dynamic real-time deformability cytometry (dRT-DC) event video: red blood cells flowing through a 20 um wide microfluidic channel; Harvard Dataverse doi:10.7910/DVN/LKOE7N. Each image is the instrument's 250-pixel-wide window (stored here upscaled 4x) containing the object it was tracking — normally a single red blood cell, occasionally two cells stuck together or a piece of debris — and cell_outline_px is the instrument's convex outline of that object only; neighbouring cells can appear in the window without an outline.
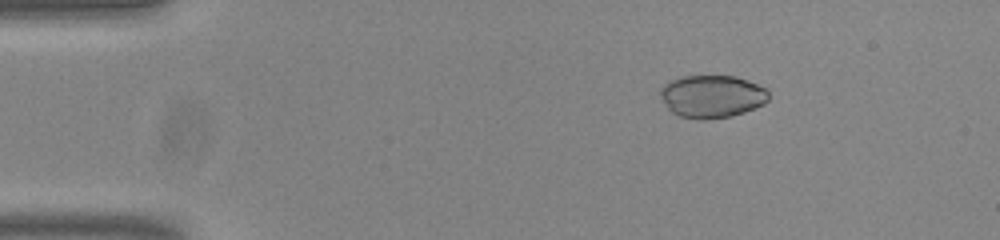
{"species": "common noctule bat (a hibernating species)", "species_latin": "Nyctalus noctula", "temperature_condition": "room temperature", "stored_images_in_passage": 47, "camera_frame_rate_fps": 3000, "um_per_image_px": 0.085, "animal": {"sex": "male", "body_mass_g": 20.0, "forearm_length_mm": 53.3}, "frame": {"image": 1, "passage_image": 2, "time_ms": 0.333, "image_size_px": [1000, 240], "cell_outline_px": [[768, 100], [764, 104], [744, 112], [732, 116], [704, 120], [700, 120], [680, 116], [672, 112], [668, 108], [660, 96], [660, 88], [664, 84], [680, 76], [736, 76], [748, 80], [764, 88], [768, 92]], "centroid_in_image_um": [60.5, 8.19], "position_along_channel_um": 24.5, "area_um2": 26.93}}
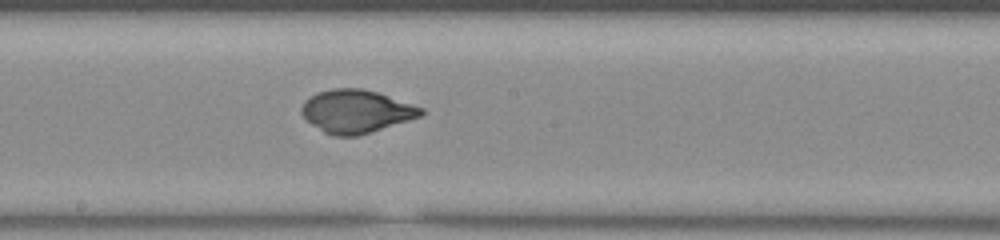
{"frame": {"image": 2, "passage_image": 23, "time_ms": 7.333, "image_size_px": [1000, 240], "cell_outline_px": [[424, 112], [420, 116], [408, 120], [356, 136], [332, 136], [324, 132], [312, 124], [300, 112], [300, 108], [304, 100], [316, 92], [332, 88], [364, 88], [424, 108]], "centroid_in_image_um": [30.23, 9.45], "position_along_channel_um": 218.0, "area_um2": 29.71}}
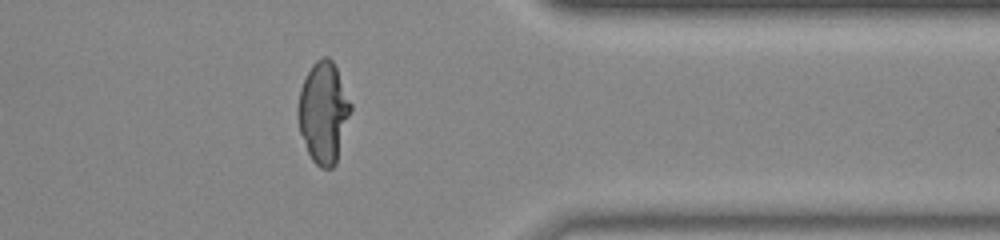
{"frame": {"image": 3, "passage_image": 37, "time_ms": 12.0, "image_size_px": [1000, 240], "cell_outline_px": [[352, 108], [336, 164], [332, 168], [320, 168], [312, 160], [308, 152], [300, 132], [296, 112], [300, 88], [312, 64], [316, 60], [324, 56], [328, 56], [332, 60], [336, 68], [352, 104]], "centroid_in_image_um": [27.49, 9.56], "position_along_channel_um": 383.9, "area_um2": 31.1}}